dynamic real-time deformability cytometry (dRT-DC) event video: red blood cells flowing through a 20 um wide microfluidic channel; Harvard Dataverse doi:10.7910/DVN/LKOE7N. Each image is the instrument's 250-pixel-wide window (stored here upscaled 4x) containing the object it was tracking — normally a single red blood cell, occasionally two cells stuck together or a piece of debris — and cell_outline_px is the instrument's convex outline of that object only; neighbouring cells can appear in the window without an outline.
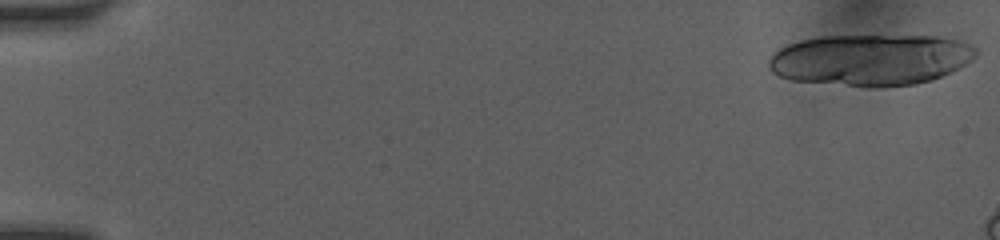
{"species": "human", "species_latin": "Homo sapiens", "temperature_condition": "room temperature", "stored_images_in_passage": 11, "camera_frame_rate_fps": 3000, "um_per_image_px": 0.085, "donor": {"sex": "female"}, "frame": {"image": 1, "passage_image": 1, "time_ms": 0.0, "image_size_px": [1000, 240], "cell_outline_px": [[976, 56], [972, 60], [940, 76], [928, 80], [912, 84], [880, 88], [868, 88], [792, 80], [780, 76], [772, 72], [768, 68], [768, 60], [780, 48], [788, 44], [800, 40], [824, 36], [940, 36], [960, 40], [976, 48]], "centroid_in_image_um": [73.97, 5.09], "position_along_channel_um": 11.0, "area_um2": 62.02}}